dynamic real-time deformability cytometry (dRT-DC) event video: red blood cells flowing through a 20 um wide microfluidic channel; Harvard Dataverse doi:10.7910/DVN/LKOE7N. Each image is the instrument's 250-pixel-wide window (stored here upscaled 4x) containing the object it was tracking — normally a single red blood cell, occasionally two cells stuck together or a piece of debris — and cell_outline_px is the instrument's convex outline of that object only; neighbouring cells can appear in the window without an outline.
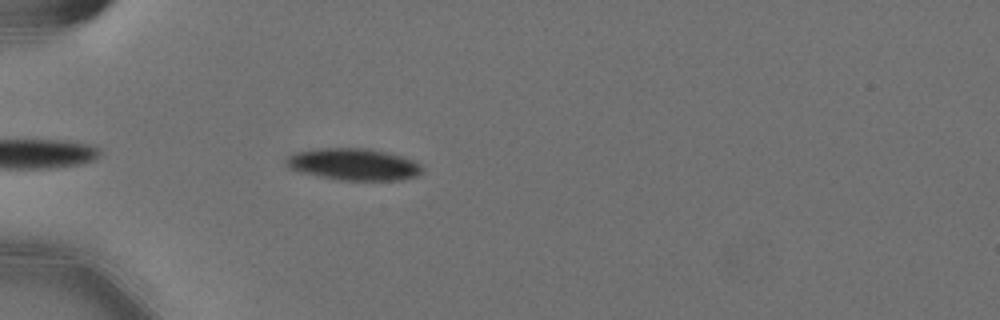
{"species": "Egyptian fruit bat (a non-hibernating species)", "species_latin": "Rousettus aegyptiacus", "temperature_condition": "cold", "stored_images_in_passage": 41, "camera_frame_rate_fps": 3000, "um_per_image_px": 0.085, "animal": {"sex": "female"}, "frame": {"image": 1, "passage_image": 4, "time_ms": 1.0, "image_size_px": [1000, 320], "cell_outline_px": [[424, 168], [416, 176], [400, 180], [340, 180], [320, 176], [288, 168], [284, 164], [284, 160], [288, 156], [296, 152], [316, 148], [364, 148], [384, 152], [400, 156], [412, 160], [420, 164]], "centroid_in_image_um": [30.02, 13.96], "position_along_channel_um": 55.0, "area_um2": 25.03}}
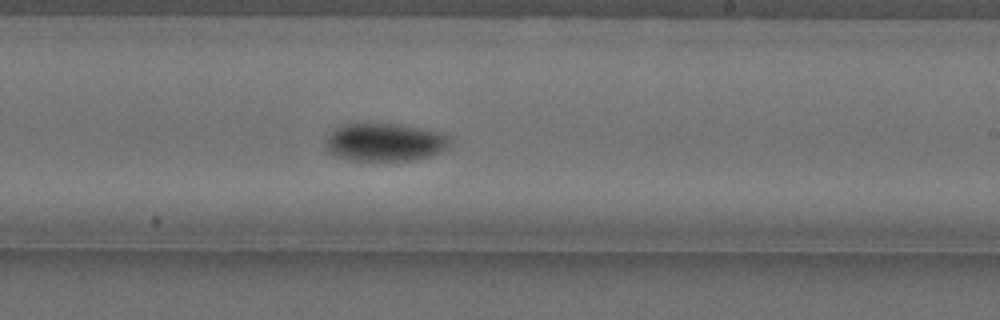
{"frame": {"image": 2, "passage_image": 22, "time_ms": 7.0, "image_size_px": [1000, 320], "cell_outline_px": [[448, 148], [432, 156], [412, 160], [348, 160], [336, 156], [328, 152], [324, 148], [324, 136], [332, 128], [340, 124], [400, 124], [440, 132], [448, 136]], "centroid_in_image_um": [32.61, 12.08], "position_along_channel_um": 256.4, "area_um2": 27.92}}
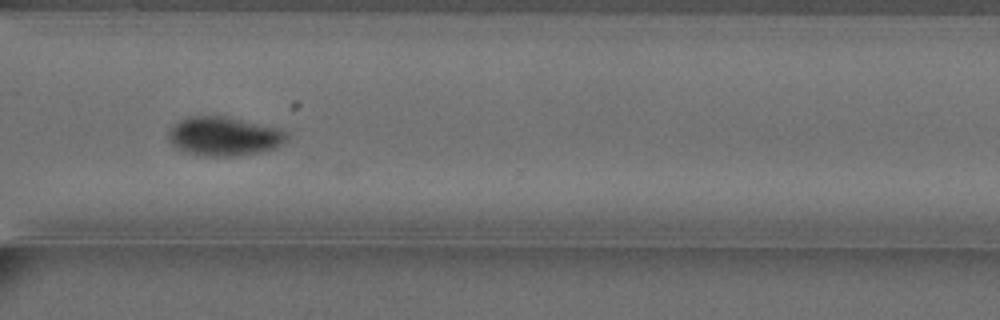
{"frame": {"image": 3, "passage_image": 30, "time_ms": 9.667, "image_size_px": [1000, 320], "cell_outline_px": [[288, 136], [276, 148], [260, 152], [232, 156], [204, 156], [188, 152], [176, 148], [168, 140], [168, 132], [180, 120], [188, 116], [224, 116], [276, 128], [284, 132]], "centroid_in_image_um": [18.99, 11.59], "position_along_channel_um": 351.6, "area_um2": 26.36}, "authors_computed_cell_mechanics": {"area_um2": 26.5302, "velocity_mm_per_s": 3.5865, "shape_relaxation_time_tau1_ms": 3.9402, "shape_relaxation_time_tau2_ms": null, "deformation_change_tau1": 0.1179, "deformation_change_tau2": null}}